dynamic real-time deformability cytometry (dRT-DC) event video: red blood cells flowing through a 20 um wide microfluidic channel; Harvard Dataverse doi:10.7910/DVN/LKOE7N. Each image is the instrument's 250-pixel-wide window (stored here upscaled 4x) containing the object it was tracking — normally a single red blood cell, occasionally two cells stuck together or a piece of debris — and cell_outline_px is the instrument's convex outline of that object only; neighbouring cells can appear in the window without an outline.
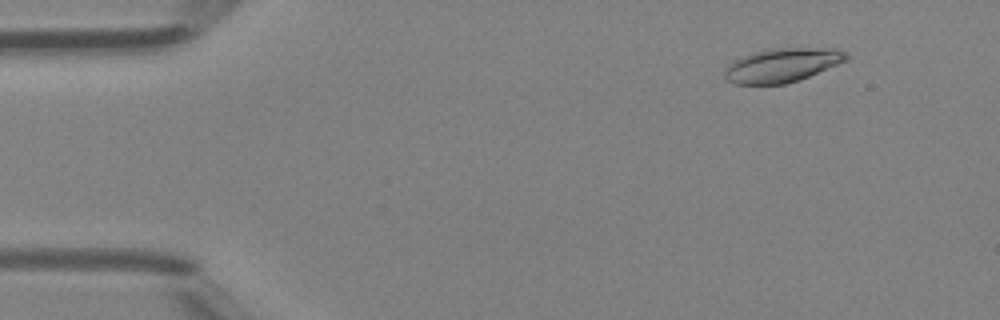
{"species": "Egyptian fruit bat (a non-hibernating species)", "species_latin": "Rousettus aegyptiacus", "temperature_condition": "room temperature", "stored_images_in_passage": 47, "camera_frame_rate_fps": 3000, "um_per_image_px": 0.085, "animal": {"sex": "female"}, "frame": {"image": 1, "passage_image": 5, "time_ms": 1.333, "image_size_px": [1000, 320], "cell_outline_px": [[852, 56], [848, 60], [800, 80], [784, 84], [736, 84], [728, 80], [724, 76], [724, 72], [728, 64], [744, 56], [756, 52], [772, 48], [836, 48], [848, 52]], "centroid_in_image_um": [66.56, 5.53], "position_along_channel_um": 18.4, "area_um2": 24.1}}
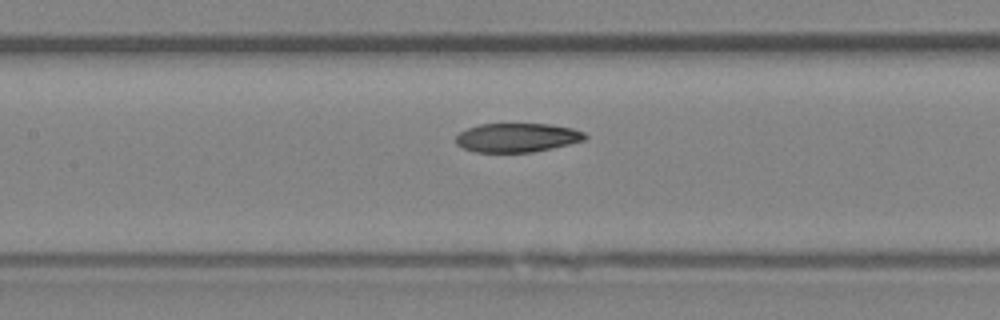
{"frame": {"image": 2, "passage_image": 22, "time_ms": 7.0, "image_size_px": [1000, 320], "cell_outline_px": [[588, 136], [584, 140], [552, 148], [532, 152], [476, 152], [464, 148], [456, 144], [456, 136], [460, 132], [468, 128], [480, 124], [552, 124], [572, 128], [584, 132]], "centroid_in_image_um": [43.96, 11.69], "position_along_channel_um": 163.4, "area_um2": 21.73}}
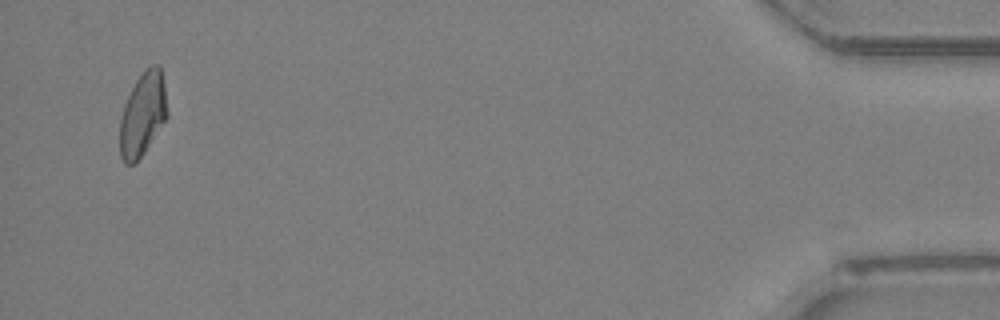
{"frame": {"image": 3, "passage_image": 46, "time_ms": 15.0, "image_size_px": [1000, 320], "cell_outline_px": [[168, 116], [144, 152], [132, 164], [124, 164], [120, 156], [120, 120], [124, 104], [136, 80], [152, 64], [160, 64], [164, 84], [168, 112]], "centroid_in_image_um": [12.13, 9.71], "position_along_channel_um": 423.1, "area_um2": 22.83}, "authors_computed_cell_mechanics": {"area_um2": 23.0044, "velocity_mm_per_s": 4.3073, "shape_relaxation_time_tau1_ms": null, "shape_relaxation_time_tau2_ms": 2.473, "deformation_change_tau1": null, "deformation_change_tau2": 0.0744}}